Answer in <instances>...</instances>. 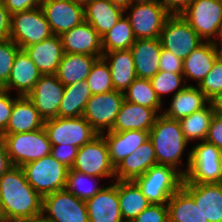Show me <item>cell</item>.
Wrapping results in <instances>:
<instances>
[{
	"label": "cell",
	"mask_w": 222,
	"mask_h": 222,
	"mask_svg": "<svg viewBox=\"0 0 222 222\" xmlns=\"http://www.w3.org/2000/svg\"><path fill=\"white\" fill-rule=\"evenodd\" d=\"M0 201L9 222L41 219L43 197L27 182L22 167L13 166L0 177Z\"/></svg>",
	"instance_id": "6da1fadb"
},
{
	"label": "cell",
	"mask_w": 222,
	"mask_h": 222,
	"mask_svg": "<svg viewBox=\"0 0 222 222\" xmlns=\"http://www.w3.org/2000/svg\"><path fill=\"white\" fill-rule=\"evenodd\" d=\"M159 114L149 131V139L154 146L157 164L174 167L184 176V171L178 169H180V158L188 142L178 120L170 119L163 113Z\"/></svg>",
	"instance_id": "7a4b0ae2"
},
{
	"label": "cell",
	"mask_w": 222,
	"mask_h": 222,
	"mask_svg": "<svg viewBox=\"0 0 222 222\" xmlns=\"http://www.w3.org/2000/svg\"><path fill=\"white\" fill-rule=\"evenodd\" d=\"M187 159L183 182H222V151L216 146L206 141L197 143L188 153Z\"/></svg>",
	"instance_id": "3957f363"
},
{
	"label": "cell",
	"mask_w": 222,
	"mask_h": 222,
	"mask_svg": "<svg viewBox=\"0 0 222 222\" xmlns=\"http://www.w3.org/2000/svg\"><path fill=\"white\" fill-rule=\"evenodd\" d=\"M183 179L184 176L174 167L155 164L134 182L151 204H167L182 186Z\"/></svg>",
	"instance_id": "277c9868"
},
{
	"label": "cell",
	"mask_w": 222,
	"mask_h": 222,
	"mask_svg": "<svg viewBox=\"0 0 222 222\" xmlns=\"http://www.w3.org/2000/svg\"><path fill=\"white\" fill-rule=\"evenodd\" d=\"M13 166L39 160L51 154V143L43 128L36 131L16 134H0Z\"/></svg>",
	"instance_id": "5b68a950"
},
{
	"label": "cell",
	"mask_w": 222,
	"mask_h": 222,
	"mask_svg": "<svg viewBox=\"0 0 222 222\" xmlns=\"http://www.w3.org/2000/svg\"><path fill=\"white\" fill-rule=\"evenodd\" d=\"M136 39L159 38L165 21L171 15L157 0H135L125 9Z\"/></svg>",
	"instance_id": "8992f818"
},
{
	"label": "cell",
	"mask_w": 222,
	"mask_h": 222,
	"mask_svg": "<svg viewBox=\"0 0 222 222\" xmlns=\"http://www.w3.org/2000/svg\"><path fill=\"white\" fill-rule=\"evenodd\" d=\"M27 182L42 197L64 190L69 168L51 154L22 166Z\"/></svg>",
	"instance_id": "52a82bcc"
},
{
	"label": "cell",
	"mask_w": 222,
	"mask_h": 222,
	"mask_svg": "<svg viewBox=\"0 0 222 222\" xmlns=\"http://www.w3.org/2000/svg\"><path fill=\"white\" fill-rule=\"evenodd\" d=\"M40 7L11 15L10 37L20 49L53 36Z\"/></svg>",
	"instance_id": "ba28073f"
},
{
	"label": "cell",
	"mask_w": 222,
	"mask_h": 222,
	"mask_svg": "<svg viewBox=\"0 0 222 222\" xmlns=\"http://www.w3.org/2000/svg\"><path fill=\"white\" fill-rule=\"evenodd\" d=\"M44 129L51 145H73L80 148L98 135L83 116L47 119L44 121Z\"/></svg>",
	"instance_id": "9c48e42d"
},
{
	"label": "cell",
	"mask_w": 222,
	"mask_h": 222,
	"mask_svg": "<svg viewBox=\"0 0 222 222\" xmlns=\"http://www.w3.org/2000/svg\"><path fill=\"white\" fill-rule=\"evenodd\" d=\"M41 220L43 222H89L86 202L65 189L47 194L43 196Z\"/></svg>",
	"instance_id": "30bf717a"
},
{
	"label": "cell",
	"mask_w": 222,
	"mask_h": 222,
	"mask_svg": "<svg viewBox=\"0 0 222 222\" xmlns=\"http://www.w3.org/2000/svg\"><path fill=\"white\" fill-rule=\"evenodd\" d=\"M71 170L94 177H115V167L110 160L104 137L98 134L78 149Z\"/></svg>",
	"instance_id": "8fae6325"
},
{
	"label": "cell",
	"mask_w": 222,
	"mask_h": 222,
	"mask_svg": "<svg viewBox=\"0 0 222 222\" xmlns=\"http://www.w3.org/2000/svg\"><path fill=\"white\" fill-rule=\"evenodd\" d=\"M162 48L184 60L203 40L181 15H170L160 34Z\"/></svg>",
	"instance_id": "7c38bea8"
},
{
	"label": "cell",
	"mask_w": 222,
	"mask_h": 222,
	"mask_svg": "<svg viewBox=\"0 0 222 222\" xmlns=\"http://www.w3.org/2000/svg\"><path fill=\"white\" fill-rule=\"evenodd\" d=\"M124 100L123 92L116 90L92 95L82 116L98 134L110 131Z\"/></svg>",
	"instance_id": "4fadbf2b"
},
{
	"label": "cell",
	"mask_w": 222,
	"mask_h": 222,
	"mask_svg": "<svg viewBox=\"0 0 222 222\" xmlns=\"http://www.w3.org/2000/svg\"><path fill=\"white\" fill-rule=\"evenodd\" d=\"M181 16L202 40L212 41L222 20V0H193Z\"/></svg>",
	"instance_id": "5bb4252c"
},
{
	"label": "cell",
	"mask_w": 222,
	"mask_h": 222,
	"mask_svg": "<svg viewBox=\"0 0 222 222\" xmlns=\"http://www.w3.org/2000/svg\"><path fill=\"white\" fill-rule=\"evenodd\" d=\"M64 91L65 86L56 75H42L27 97L45 121L58 117V108Z\"/></svg>",
	"instance_id": "9a60e30c"
},
{
	"label": "cell",
	"mask_w": 222,
	"mask_h": 222,
	"mask_svg": "<svg viewBox=\"0 0 222 222\" xmlns=\"http://www.w3.org/2000/svg\"><path fill=\"white\" fill-rule=\"evenodd\" d=\"M40 8L54 35L60 36L85 21L84 6L71 0H43Z\"/></svg>",
	"instance_id": "2e32d148"
},
{
	"label": "cell",
	"mask_w": 222,
	"mask_h": 222,
	"mask_svg": "<svg viewBox=\"0 0 222 222\" xmlns=\"http://www.w3.org/2000/svg\"><path fill=\"white\" fill-rule=\"evenodd\" d=\"M64 53L86 54L102 58V37L86 21L60 35Z\"/></svg>",
	"instance_id": "e0dca14e"
},
{
	"label": "cell",
	"mask_w": 222,
	"mask_h": 222,
	"mask_svg": "<svg viewBox=\"0 0 222 222\" xmlns=\"http://www.w3.org/2000/svg\"><path fill=\"white\" fill-rule=\"evenodd\" d=\"M182 187L193 197L208 222H222V182H182Z\"/></svg>",
	"instance_id": "ac0fdd59"
},
{
	"label": "cell",
	"mask_w": 222,
	"mask_h": 222,
	"mask_svg": "<svg viewBox=\"0 0 222 222\" xmlns=\"http://www.w3.org/2000/svg\"><path fill=\"white\" fill-rule=\"evenodd\" d=\"M89 222H121L118 180L86 201Z\"/></svg>",
	"instance_id": "d6986e66"
},
{
	"label": "cell",
	"mask_w": 222,
	"mask_h": 222,
	"mask_svg": "<svg viewBox=\"0 0 222 222\" xmlns=\"http://www.w3.org/2000/svg\"><path fill=\"white\" fill-rule=\"evenodd\" d=\"M42 75H55L64 55L59 35H53L37 44L24 48Z\"/></svg>",
	"instance_id": "ffe728a7"
},
{
	"label": "cell",
	"mask_w": 222,
	"mask_h": 222,
	"mask_svg": "<svg viewBox=\"0 0 222 222\" xmlns=\"http://www.w3.org/2000/svg\"><path fill=\"white\" fill-rule=\"evenodd\" d=\"M162 45L159 38L136 39L130 48L136 76L150 79L159 70Z\"/></svg>",
	"instance_id": "44dd1931"
},
{
	"label": "cell",
	"mask_w": 222,
	"mask_h": 222,
	"mask_svg": "<svg viewBox=\"0 0 222 222\" xmlns=\"http://www.w3.org/2000/svg\"><path fill=\"white\" fill-rule=\"evenodd\" d=\"M41 76L39 69L25 50L19 49L8 82L2 88L9 92L15 88L18 96H27Z\"/></svg>",
	"instance_id": "7402d4cb"
},
{
	"label": "cell",
	"mask_w": 222,
	"mask_h": 222,
	"mask_svg": "<svg viewBox=\"0 0 222 222\" xmlns=\"http://www.w3.org/2000/svg\"><path fill=\"white\" fill-rule=\"evenodd\" d=\"M155 164L157 158L153 143L149 139L115 167V178L121 181H134Z\"/></svg>",
	"instance_id": "603a6c76"
},
{
	"label": "cell",
	"mask_w": 222,
	"mask_h": 222,
	"mask_svg": "<svg viewBox=\"0 0 222 222\" xmlns=\"http://www.w3.org/2000/svg\"><path fill=\"white\" fill-rule=\"evenodd\" d=\"M44 127V119L27 96H17L6 129L1 134L36 131Z\"/></svg>",
	"instance_id": "cb8c5ba5"
},
{
	"label": "cell",
	"mask_w": 222,
	"mask_h": 222,
	"mask_svg": "<svg viewBox=\"0 0 222 222\" xmlns=\"http://www.w3.org/2000/svg\"><path fill=\"white\" fill-rule=\"evenodd\" d=\"M158 113L151 108L124 100L115 123L110 131L124 132L130 130L150 131Z\"/></svg>",
	"instance_id": "d4e9b609"
},
{
	"label": "cell",
	"mask_w": 222,
	"mask_h": 222,
	"mask_svg": "<svg viewBox=\"0 0 222 222\" xmlns=\"http://www.w3.org/2000/svg\"><path fill=\"white\" fill-rule=\"evenodd\" d=\"M101 135L105 139L110 160L114 167L149 140V132L142 130L124 132L107 131V133L103 132Z\"/></svg>",
	"instance_id": "484cf974"
},
{
	"label": "cell",
	"mask_w": 222,
	"mask_h": 222,
	"mask_svg": "<svg viewBox=\"0 0 222 222\" xmlns=\"http://www.w3.org/2000/svg\"><path fill=\"white\" fill-rule=\"evenodd\" d=\"M220 55L221 53L213 46L211 41H203L183 60L185 81H187V78H192L199 85Z\"/></svg>",
	"instance_id": "4316f807"
},
{
	"label": "cell",
	"mask_w": 222,
	"mask_h": 222,
	"mask_svg": "<svg viewBox=\"0 0 222 222\" xmlns=\"http://www.w3.org/2000/svg\"><path fill=\"white\" fill-rule=\"evenodd\" d=\"M102 58L108 63L114 90L124 93L137 78L130 49L103 53Z\"/></svg>",
	"instance_id": "83f0119b"
},
{
	"label": "cell",
	"mask_w": 222,
	"mask_h": 222,
	"mask_svg": "<svg viewBox=\"0 0 222 222\" xmlns=\"http://www.w3.org/2000/svg\"><path fill=\"white\" fill-rule=\"evenodd\" d=\"M85 21L103 37L118 20L125 10L108 0H92L84 7Z\"/></svg>",
	"instance_id": "f1b7e54d"
},
{
	"label": "cell",
	"mask_w": 222,
	"mask_h": 222,
	"mask_svg": "<svg viewBox=\"0 0 222 222\" xmlns=\"http://www.w3.org/2000/svg\"><path fill=\"white\" fill-rule=\"evenodd\" d=\"M209 103L210 101L198 87L188 85L182 91L174 94L170 107L165 112L164 110L161 112L170 119L179 120L202 110Z\"/></svg>",
	"instance_id": "f546056e"
},
{
	"label": "cell",
	"mask_w": 222,
	"mask_h": 222,
	"mask_svg": "<svg viewBox=\"0 0 222 222\" xmlns=\"http://www.w3.org/2000/svg\"><path fill=\"white\" fill-rule=\"evenodd\" d=\"M97 59L92 55L64 53L55 75L64 86L85 81Z\"/></svg>",
	"instance_id": "4dcf8cb0"
},
{
	"label": "cell",
	"mask_w": 222,
	"mask_h": 222,
	"mask_svg": "<svg viewBox=\"0 0 222 222\" xmlns=\"http://www.w3.org/2000/svg\"><path fill=\"white\" fill-rule=\"evenodd\" d=\"M169 222H208L193 197L181 186L169 199Z\"/></svg>",
	"instance_id": "1f68e13d"
},
{
	"label": "cell",
	"mask_w": 222,
	"mask_h": 222,
	"mask_svg": "<svg viewBox=\"0 0 222 222\" xmlns=\"http://www.w3.org/2000/svg\"><path fill=\"white\" fill-rule=\"evenodd\" d=\"M92 93L86 81L65 86L63 99L58 108V117L77 118L83 115L86 103Z\"/></svg>",
	"instance_id": "d6a6232c"
},
{
	"label": "cell",
	"mask_w": 222,
	"mask_h": 222,
	"mask_svg": "<svg viewBox=\"0 0 222 222\" xmlns=\"http://www.w3.org/2000/svg\"><path fill=\"white\" fill-rule=\"evenodd\" d=\"M118 197L123 220H134L151 205L134 181L118 180Z\"/></svg>",
	"instance_id": "836d02e7"
},
{
	"label": "cell",
	"mask_w": 222,
	"mask_h": 222,
	"mask_svg": "<svg viewBox=\"0 0 222 222\" xmlns=\"http://www.w3.org/2000/svg\"><path fill=\"white\" fill-rule=\"evenodd\" d=\"M215 113V104L210 102L202 110L178 120L187 142L193 141V139H199L201 142L206 140L209 125Z\"/></svg>",
	"instance_id": "e575fe53"
},
{
	"label": "cell",
	"mask_w": 222,
	"mask_h": 222,
	"mask_svg": "<svg viewBox=\"0 0 222 222\" xmlns=\"http://www.w3.org/2000/svg\"><path fill=\"white\" fill-rule=\"evenodd\" d=\"M136 38L128 17L123 15L118 22L102 37L103 53L114 50H128Z\"/></svg>",
	"instance_id": "d590c367"
},
{
	"label": "cell",
	"mask_w": 222,
	"mask_h": 222,
	"mask_svg": "<svg viewBox=\"0 0 222 222\" xmlns=\"http://www.w3.org/2000/svg\"><path fill=\"white\" fill-rule=\"evenodd\" d=\"M123 94L124 99L130 103L154 109L156 112L161 110L162 100L152 88L150 79L137 77Z\"/></svg>",
	"instance_id": "8d00e7d4"
},
{
	"label": "cell",
	"mask_w": 222,
	"mask_h": 222,
	"mask_svg": "<svg viewBox=\"0 0 222 222\" xmlns=\"http://www.w3.org/2000/svg\"><path fill=\"white\" fill-rule=\"evenodd\" d=\"M85 81L88 83L92 95L114 90L109 66L103 58L95 61Z\"/></svg>",
	"instance_id": "74e56055"
},
{
	"label": "cell",
	"mask_w": 222,
	"mask_h": 222,
	"mask_svg": "<svg viewBox=\"0 0 222 222\" xmlns=\"http://www.w3.org/2000/svg\"><path fill=\"white\" fill-rule=\"evenodd\" d=\"M88 178L90 180H97V178L99 177L89 176L85 173L69 169L64 189L72 193L78 199L86 202L87 200L92 198L97 192L104 188L95 186V184L88 187Z\"/></svg>",
	"instance_id": "f35d334b"
},
{
	"label": "cell",
	"mask_w": 222,
	"mask_h": 222,
	"mask_svg": "<svg viewBox=\"0 0 222 222\" xmlns=\"http://www.w3.org/2000/svg\"><path fill=\"white\" fill-rule=\"evenodd\" d=\"M198 88L210 102H215L222 95V54L215 60Z\"/></svg>",
	"instance_id": "ab89813d"
},
{
	"label": "cell",
	"mask_w": 222,
	"mask_h": 222,
	"mask_svg": "<svg viewBox=\"0 0 222 222\" xmlns=\"http://www.w3.org/2000/svg\"><path fill=\"white\" fill-rule=\"evenodd\" d=\"M182 81L185 82L183 74L171 73L166 71H159L154 77L150 78L152 88L156 92L160 100H162V95L171 93L175 90L174 94L182 91L187 85L184 83L181 85Z\"/></svg>",
	"instance_id": "60d3db41"
},
{
	"label": "cell",
	"mask_w": 222,
	"mask_h": 222,
	"mask_svg": "<svg viewBox=\"0 0 222 222\" xmlns=\"http://www.w3.org/2000/svg\"><path fill=\"white\" fill-rule=\"evenodd\" d=\"M20 47L12 39L0 41V86L3 87L11 74L15 55Z\"/></svg>",
	"instance_id": "b9f144b4"
},
{
	"label": "cell",
	"mask_w": 222,
	"mask_h": 222,
	"mask_svg": "<svg viewBox=\"0 0 222 222\" xmlns=\"http://www.w3.org/2000/svg\"><path fill=\"white\" fill-rule=\"evenodd\" d=\"M134 222H169L167 204H151L144 209Z\"/></svg>",
	"instance_id": "7bdbcfd3"
},
{
	"label": "cell",
	"mask_w": 222,
	"mask_h": 222,
	"mask_svg": "<svg viewBox=\"0 0 222 222\" xmlns=\"http://www.w3.org/2000/svg\"><path fill=\"white\" fill-rule=\"evenodd\" d=\"M78 147L70 145H51V155L67 168L71 169L78 153Z\"/></svg>",
	"instance_id": "ee69618b"
},
{
	"label": "cell",
	"mask_w": 222,
	"mask_h": 222,
	"mask_svg": "<svg viewBox=\"0 0 222 222\" xmlns=\"http://www.w3.org/2000/svg\"><path fill=\"white\" fill-rule=\"evenodd\" d=\"M159 62L160 71L183 74V60L164 48Z\"/></svg>",
	"instance_id": "f6af8a7d"
},
{
	"label": "cell",
	"mask_w": 222,
	"mask_h": 222,
	"mask_svg": "<svg viewBox=\"0 0 222 222\" xmlns=\"http://www.w3.org/2000/svg\"><path fill=\"white\" fill-rule=\"evenodd\" d=\"M15 99L9 96V91L3 88L0 90V134L8 125Z\"/></svg>",
	"instance_id": "bcb514c9"
},
{
	"label": "cell",
	"mask_w": 222,
	"mask_h": 222,
	"mask_svg": "<svg viewBox=\"0 0 222 222\" xmlns=\"http://www.w3.org/2000/svg\"><path fill=\"white\" fill-rule=\"evenodd\" d=\"M222 151V115L215 113L212 117L205 140Z\"/></svg>",
	"instance_id": "7dc6e473"
},
{
	"label": "cell",
	"mask_w": 222,
	"mask_h": 222,
	"mask_svg": "<svg viewBox=\"0 0 222 222\" xmlns=\"http://www.w3.org/2000/svg\"><path fill=\"white\" fill-rule=\"evenodd\" d=\"M11 15L41 6V0H2Z\"/></svg>",
	"instance_id": "c3c4849f"
},
{
	"label": "cell",
	"mask_w": 222,
	"mask_h": 222,
	"mask_svg": "<svg viewBox=\"0 0 222 222\" xmlns=\"http://www.w3.org/2000/svg\"><path fill=\"white\" fill-rule=\"evenodd\" d=\"M11 14L0 0V41L9 39L10 37Z\"/></svg>",
	"instance_id": "681fc988"
},
{
	"label": "cell",
	"mask_w": 222,
	"mask_h": 222,
	"mask_svg": "<svg viewBox=\"0 0 222 222\" xmlns=\"http://www.w3.org/2000/svg\"><path fill=\"white\" fill-rule=\"evenodd\" d=\"M171 15H181L193 0H157Z\"/></svg>",
	"instance_id": "f907efd6"
},
{
	"label": "cell",
	"mask_w": 222,
	"mask_h": 222,
	"mask_svg": "<svg viewBox=\"0 0 222 222\" xmlns=\"http://www.w3.org/2000/svg\"><path fill=\"white\" fill-rule=\"evenodd\" d=\"M13 167L3 139L0 137V177Z\"/></svg>",
	"instance_id": "816d5d0a"
},
{
	"label": "cell",
	"mask_w": 222,
	"mask_h": 222,
	"mask_svg": "<svg viewBox=\"0 0 222 222\" xmlns=\"http://www.w3.org/2000/svg\"><path fill=\"white\" fill-rule=\"evenodd\" d=\"M215 36L220 40L219 43L220 42L221 43L218 44V42L214 39H212L211 43L222 54V20H221L220 24L218 25L217 33Z\"/></svg>",
	"instance_id": "f5cc1de1"
},
{
	"label": "cell",
	"mask_w": 222,
	"mask_h": 222,
	"mask_svg": "<svg viewBox=\"0 0 222 222\" xmlns=\"http://www.w3.org/2000/svg\"><path fill=\"white\" fill-rule=\"evenodd\" d=\"M110 3L117 5L124 10L130 6L135 0H108Z\"/></svg>",
	"instance_id": "db71d44e"
},
{
	"label": "cell",
	"mask_w": 222,
	"mask_h": 222,
	"mask_svg": "<svg viewBox=\"0 0 222 222\" xmlns=\"http://www.w3.org/2000/svg\"><path fill=\"white\" fill-rule=\"evenodd\" d=\"M216 112L222 115V95L214 102Z\"/></svg>",
	"instance_id": "11a10c76"
},
{
	"label": "cell",
	"mask_w": 222,
	"mask_h": 222,
	"mask_svg": "<svg viewBox=\"0 0 222 222\" xmlns=\"http://www.w3.org/2000/svg\"><path fill=\"white\" fill-rule=\"evenodd\" d=\"M76 4L82 5V6H86L89 2H91L92 0H71Z\"/></svg>",
	"instance_id": "9f6ffc18"
},
{
	"label": "cell",
	"mask_w": 222,
	"mask_h": 222,
	"mask_svg": "<svg viewBox=\"0 0 222 222\" xmlns=\"http://www.w3.org/2000/svg\"><path fill=\"white\" fill-rule=\"evenodd\" d=\"M0 218H3V210H2V206H1V201H0Z\"/></svg>",
	"instance_id": "6f0895ef"
},
{
	"label": "cell",
	"mask_w": 222,
	"mask_h": 222,
	"mask_svg": "<svg viewBox=\"0 0 222 222\" xmlns=\"http://www.w3.org/2000/svg\"><path fill=\"white\" fill-rule=\"evenodd\" d=\"M0 222H9V221L4 218H0Z\"/></svg>",
	"instance_id": "680465c9"
},
{
	"label": "cell",
	"mask_w": 222,
	"mask_h": 222,
	"mask_svg": "<svg viewBox=\"0 0 222 222\" xmlns=\"http://www.w3.org/2000/svg\"><path fill=\"white\" fill-rule=\"evenodd\" d=\"M121 222H134L133 220H122Z\"/></svg>",
	"instance_id": "91938a15"
},
{
	"label": "cell",
	"mask_w": 222,
	"mask_h": 222,
	"mask_svg": "<svg viewBox=\"0 0 222 222\" xmlns=\"http://www.w3.org/2000/svg\"><path fill=\"white\" fill-rule=\"evenodd\" d=\"M33 222H43V221L40 219V220H36V221H33Z\"/></svg>",
	"instance_id": "94428289"
}]
</instances>
